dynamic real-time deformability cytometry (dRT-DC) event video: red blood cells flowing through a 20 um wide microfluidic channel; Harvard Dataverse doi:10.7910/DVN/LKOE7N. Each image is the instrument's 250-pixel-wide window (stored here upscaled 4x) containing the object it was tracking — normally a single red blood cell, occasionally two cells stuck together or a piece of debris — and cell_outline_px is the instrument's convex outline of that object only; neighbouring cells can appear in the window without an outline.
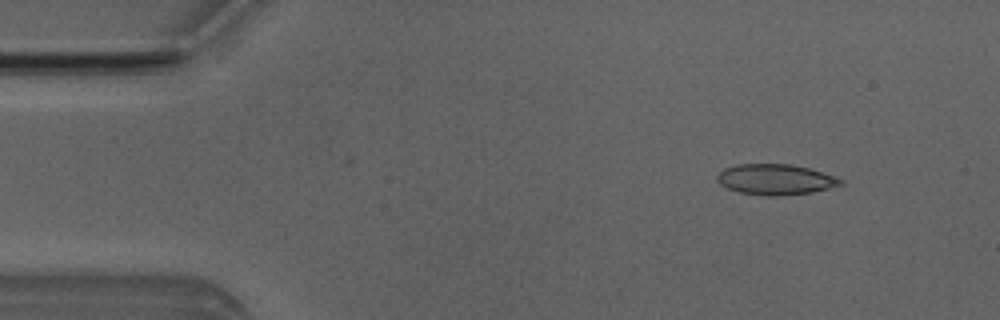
{"species": "Egyptian fruit bat (a non-hibernating species)", "species_latin": "Rousettus aegyptiacus", "temperature_condition": "room temperature", "stored_images_in_passage": 4, "camera_frame_rate_fps": 3000, "um_per_image_px": 0.085, "animal": {"sex": "male"}, "frame": {"image": 1, "passage_image": 1, "time_ms": 0.0, "image_size_px": [1000, 320], "cell_outline_px": [[844, 184], [812, 192], [780, 196], [764, 196], [740, 192], [728, 188], [720, 184], [716, 180], [716, 176], [724, 168], [736, 164], [788, 164], [808, 168], [844, 180]], "centroid_in_image_um": [65.88, 15.26], "position_along_channel_um": 19.1, "area_um2": 21.91}}